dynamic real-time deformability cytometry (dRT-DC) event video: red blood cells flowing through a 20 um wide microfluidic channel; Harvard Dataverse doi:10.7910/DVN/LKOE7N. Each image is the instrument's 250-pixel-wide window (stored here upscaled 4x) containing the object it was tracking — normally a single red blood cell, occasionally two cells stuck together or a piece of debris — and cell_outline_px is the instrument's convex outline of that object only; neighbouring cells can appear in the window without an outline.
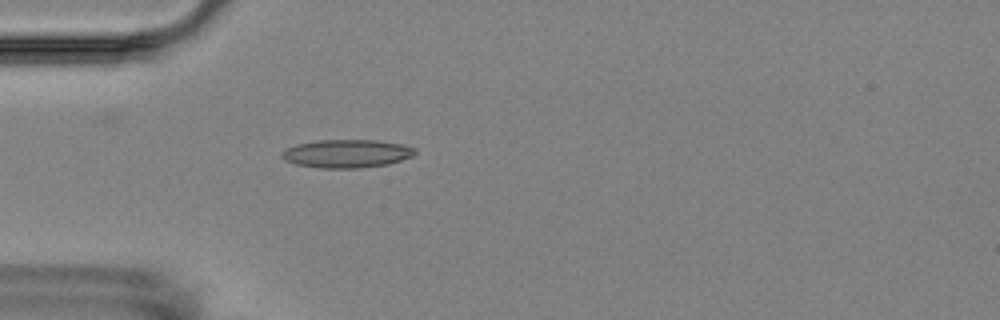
{"species": "Egyptian fruit bat (a non-hibernating species)", "species_latin": "Rousettus aegyptiacus", "temperature_condition": "room temperature", "stored_images_in_passage": 4, "camera_frame_rate_fps": 3000, "um_per_image_px": 0.085, "animal": {"sex": "female"}, "frame": {"image": 1, "passage_image": 4, "time_ms": 4.667, "image_size_px": [1000, 320], "cell_outline_px": [[416, 152], [412, 156], [388, 164], [360, 168], [320, 168], [296, 164], [284, 160], [280, 156], [280, 152], [296, 144], [316, 140], [376, 140], [400, 144], [416, 148]], "centroid_in_image_um": [29.44, 13.05], "position_along_channel_um": 55.6, "area_um2": 21.91}}